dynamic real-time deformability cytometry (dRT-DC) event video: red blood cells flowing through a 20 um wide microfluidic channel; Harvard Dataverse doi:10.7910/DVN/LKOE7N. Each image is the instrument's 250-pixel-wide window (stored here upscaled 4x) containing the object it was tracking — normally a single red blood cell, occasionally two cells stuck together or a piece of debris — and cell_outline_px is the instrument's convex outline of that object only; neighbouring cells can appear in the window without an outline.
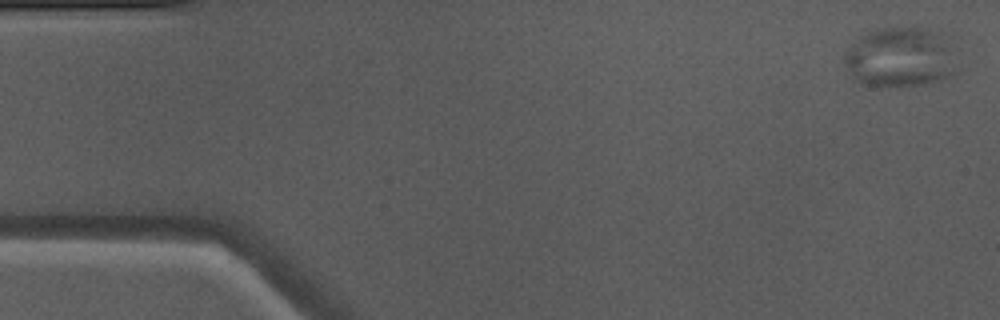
{"species": "Egyptian fruit bat (a non-hibernating species)", "species_latin": "Rousettus aegyptiacus", "temperature_condition": "warm", "stored_images_in_passage": 50, "camera_frame_rate_fps": 3000, "um_per_image_px": 0.085, "animal": {"sex": "male"}, "frame": {"image": 1, "passage_image": 1, "time_ms": 0.0, "image_size_px": [1000, 320], "cell_outline_px": [[952, 72], [948, 76], [920, 84], [896, 88], [880, 88], [852, 80], [844, 64], [844, 56], [848, 48], [860, 36], [876, 28], [916, 24], [944, 32], [952, 36]], "centroid_in_image_um": [76.49, 4.81], "position_along_channel_um": 8.5, "area_um2": 40.58}}
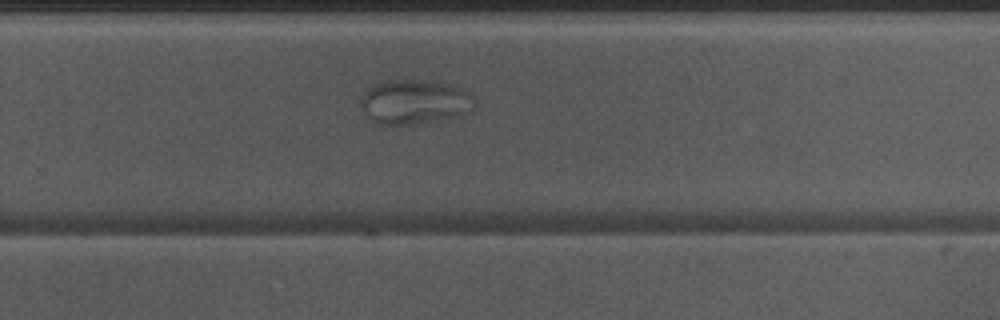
{"frame": {"image": 2, "passage_image": 32, "time_ms": 10.333, "image_size_px": [1000, 320], "cell_outline_px": [[476, 104], [472, 108], [436, 120], [408, 124], [380, 124], [364, 116], [360, 108], [360, 96], [368, 88], [376, 84], [392, 80], [424, 80], [444, 84], [456, 88], [472, 96], [476, 100]], "centroid_in_image_um": [35.09, 8.65], "position_along_channel_um": 294.7, "area_um2": 28.55}}
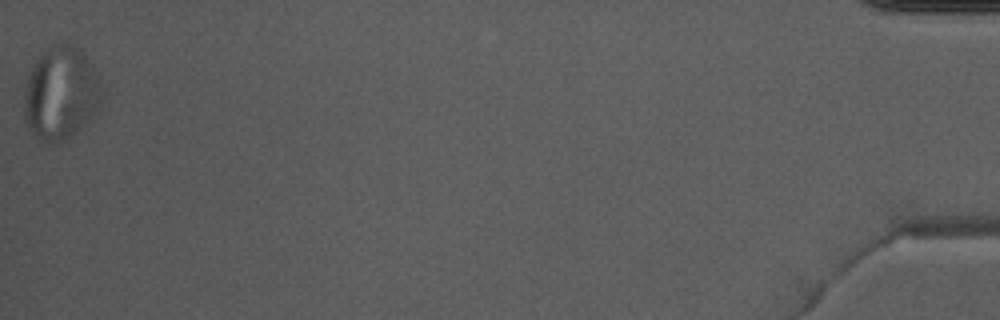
{"frame": {"image": 3, "passage_image": 50, "time_ms": 16.333, "image_size_px": [1000, 320], "cell_outline_px": [[100, 96], [96, 112], [80, 128], [64, 140], [52, 144], [48, 144], [40, 140], [28, 128], [24, 116], [24, 92], [28, 72], [32, 64], [40, 52], [52, 44], [64, 40], [76, 48], [92, 64], [96, 72], [100, 88]], "centroid_in_image_um": [5.1, 7.9], "position_along_channel_um": 430.1, "area_um2": 42.14}}